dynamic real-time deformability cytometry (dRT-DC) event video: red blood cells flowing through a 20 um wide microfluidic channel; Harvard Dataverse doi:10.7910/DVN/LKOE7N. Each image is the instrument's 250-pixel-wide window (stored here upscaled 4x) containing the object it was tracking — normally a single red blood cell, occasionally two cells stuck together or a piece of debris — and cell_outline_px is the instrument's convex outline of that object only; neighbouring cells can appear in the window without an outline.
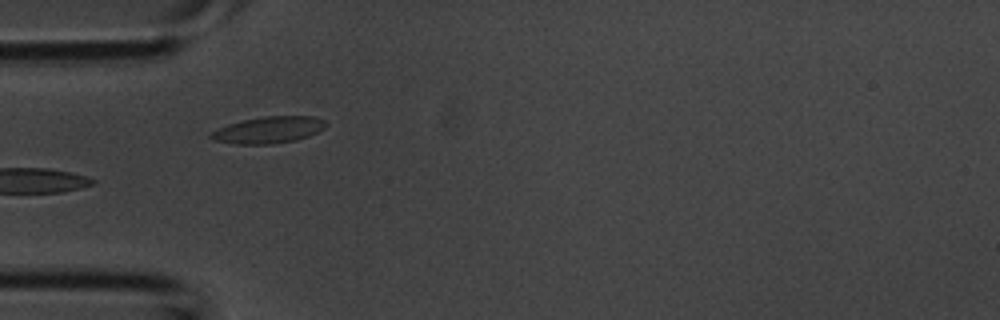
{"species": "common noctule bat (a hibernating species)", "species_latin": "Nyctalus noctula", "temperature_condition": "room temperature", "stored_images_in_passage": 4, "camera_frame_rate_fps": 3000, "um_per_image_px": 0.085, "animal": {"sex": "male", "body_mass_g": 20.1, "forearm_length_mm": 53.5}, "frame": {"image": 1, "passage_image": 4, "time_ms": 1.0, "image_size_px": [1000, 320], "cell_outline_px": [[328, 124], [324, 128], [308, 136], [296, 140], [272, 144], [236, 144], [212, 140], [208, 136], [212, 132], [228, 124], [244, 120], [264, 116], [316, 116], [324, 120]], "centroid_in_image_um": [22.84, 11.04], "position_along_channel_um": 62.2, "area_um2": 17.8}}